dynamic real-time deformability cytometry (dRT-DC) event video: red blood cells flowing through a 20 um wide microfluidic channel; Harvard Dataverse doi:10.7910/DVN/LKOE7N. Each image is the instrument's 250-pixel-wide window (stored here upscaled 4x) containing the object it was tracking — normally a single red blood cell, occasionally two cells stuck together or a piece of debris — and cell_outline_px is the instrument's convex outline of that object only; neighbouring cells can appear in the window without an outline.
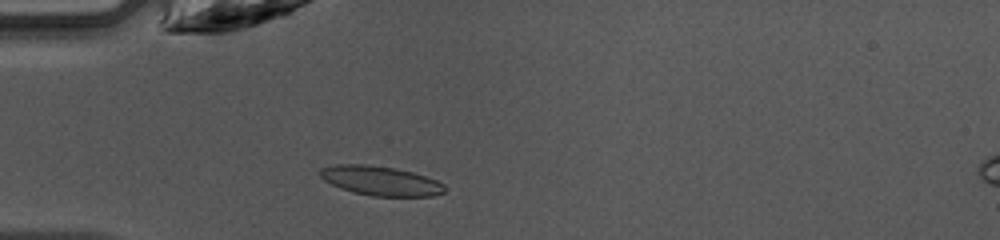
{"species": "common noctule bat (a hibernating species)", "species_latin": "Nyctalus noctula", "temperature_condition": "warm", "stored_images_in_passage": 47, "camera_frame_rate_fps": 3000, "um_per_image_px": 0.085, "animal": {"sex": "female", "body_mass_g": 10.0, "forearm_length_mm": 53.1}, "frame": {"image": 1, "passage_image": 14, "time_ms": 4.333, "image_size_px": [1000, 240], "cell_outline_px": [[444, 192], [432, 196], [372, 196], [352, 192], [340, 188], [324, 180], [320, 176], [320, 168], [336, 164], [364, 164], [396, 168], [412, 172], [436, 180], [444, 184]], "centroid_in_image_um": [32.32, 15.36], "position_along_channel_um": 52.7, "area_um2": 21.27}}
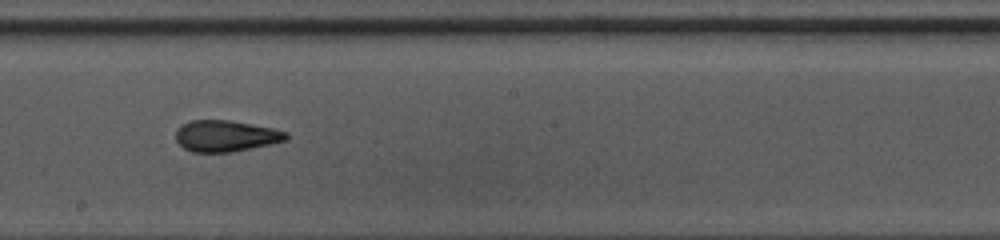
{"frame": {"image": 2, "passage_image": 27, "time_ms": 8.667, "image_size_px": [1000, 240], "cell_outline_px": [[288, 140], [232, 152], [192, 152], [184, 148], [176, 140], [176, 128], [192, 120], [232, 120], [272, 128], [288, 132]], "centroid_in_image_um": [19.19, 11.55], "position_along_channel_um": 229.0, "area_um2": 20.11}}
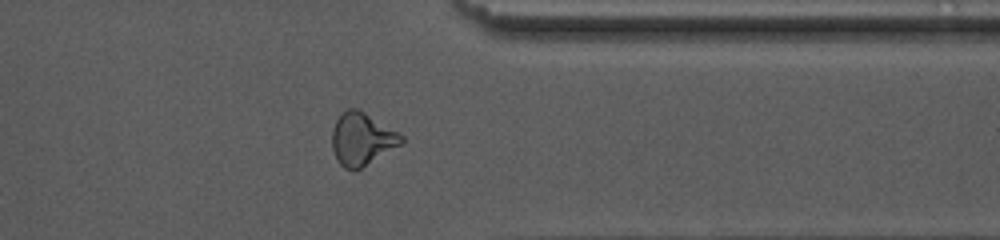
{"frame": {"image": 3, "passage_image": 38, "time_ms": 12.333, "image_size_px": [1000, 240], "cell_outline_px": [[404, 144], [356, 172], [352, 172], [344, 168], [340, 164], [332, 148], [332, 132], [336, 120], [340, 112], [348, 108], [356, 108], [364, 112], [400, 132], [404, 136]], "centroid_in_image_um": [30.8, 11.85], "position_along_channel_um": 380.6, "area_um2": 21.85}, "authors_computed_cell_mechanics": {"area_um2": 20.4034, "velocity_mm_per_s": 4.256, "shape_relaxation_time_tau1_ms": 8.6882, "shape_relaxation_time_tau2_ms": 2.2054, "deformation_change_tau1": 0.2066, "deformation_change_tau2": 0.0954}}